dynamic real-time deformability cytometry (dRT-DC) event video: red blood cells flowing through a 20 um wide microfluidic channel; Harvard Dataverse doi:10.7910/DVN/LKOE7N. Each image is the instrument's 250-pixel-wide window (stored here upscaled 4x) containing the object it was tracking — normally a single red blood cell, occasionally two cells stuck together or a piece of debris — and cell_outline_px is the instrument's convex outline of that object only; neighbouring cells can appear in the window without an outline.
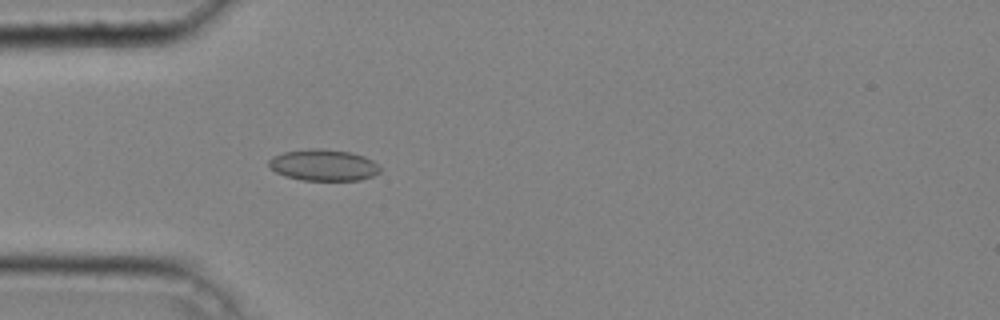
{"species": "common noctule bat (a hibernating species)", "species_latin": "Nyctalus noctula", "temperature_condition": "cold", "stored_images_in_passage": 36, "camera_frame_rate_fps": 3000, "um_per_image_px": 0.085, "animal": {"sex": "male", "body_mass_g": 20.4}, "frame": {"image": 1, "passage_image": 5, "time_ms": 1.333, "image_size_px": [1000, 320], "cell_outline_px": [[380, 172], [372, 176], [360, 180], [300, 180], [284, 176], [276, 172], [268, 164], [268, 160], [272, 156], [284, 152], [308, 148], [320, 148], [352, 152], [364, 156], [372, 160], [380, 168]], "centroid_in_image_um": [27.48, 14.02], "position_along_channel_um": 57.5, "area_um2": 20.46}}
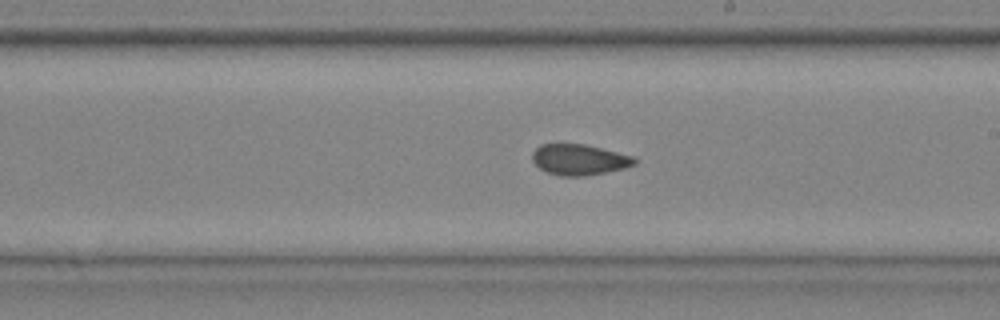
{"frame": {"image": 2, "passage_image": 18, "time_ms": 5.667, "image_size_px": [1000, 320], "cell_outline_px": [[636, 164], [624, 168], [584, 176], [560, 176], [544, 172], [532, 160], [532, 152], [540, 144], [584, 144], [636, 156]], "centroid_in_image_um": [49.23, 13.57], "position_along_channel_um": 239.8, "area_um2": 18.44}}
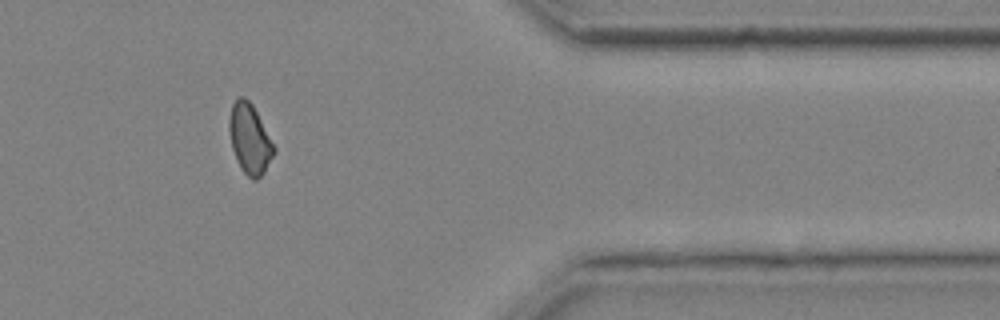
{"frame": {"image": 3, "passage_image": 30, "time_ms": 9.667, "image_size_px": [1000, 320], "cell_outline_px": [[276, 152], [264, 172], [256, 180], [252, 180], [240, 168], [232, 148], [228, 128], [228, 120], [232, 104], [240, 96], [244, 96], [252, 104], [276, 148]], "centroid_in_image_um": [21.22, 11.81], "position_along_channel_um": 390.2, "area_um2": 18.21}, "authors_computed_cell_mechanics": {"area_um2": 18.8717, "velocity_mm_per_s": 4.2935, "shape_relaxation_time_tau1_ms": null, "shape_relaxation_time_tau2_ms": 2.5672, "deformation_change_tau1": null, "deformation_change_tau2": 0.0688}}